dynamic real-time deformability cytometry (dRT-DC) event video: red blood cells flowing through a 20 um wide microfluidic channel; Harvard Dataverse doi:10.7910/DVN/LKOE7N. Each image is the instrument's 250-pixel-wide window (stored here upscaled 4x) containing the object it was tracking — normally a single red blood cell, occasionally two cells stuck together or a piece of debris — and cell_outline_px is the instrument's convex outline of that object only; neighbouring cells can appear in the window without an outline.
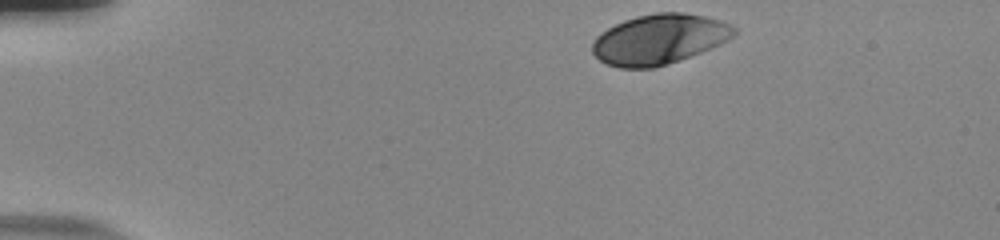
{"species": "human", "species_latin": "Homo sapiens", "temperature_condition": "room temperature", "stored_images_in_passage": 39, "camera_frame_rate_fps": 3000, "um_per_image_px": 0.085, "donor": {"sex": "male"}, "frame": {"image": 1, "passage_image": 1, "time_ms": 0.0, "image_size_px": [1000, 240], "cell_outline_px": [[736, 32], [732, 36], [700, 52], [668, 64], [652, 68], [620, 68], [608, 64], [600, 60], [592, 52], [592, 44], [596, 36], [600, 32], [624, 20], [636, 16], [656, 12], [684, 12], [704, 16], [720, 20], [732, 24], [736, 28]], "centroid_in_image_um": [55.99, 3.32], "position_along_channel_um": 29.0, "area_um2": 41.04}}
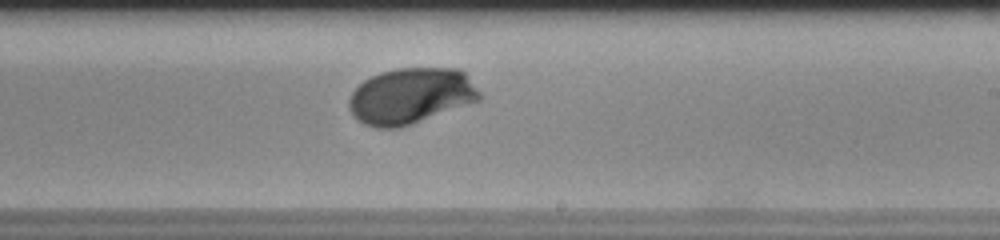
{"frame": {"image": 2, "passage_image": 26, "time_ms": 8.333, "image_size_px": [1000, 240], "cell_outline_px": [[480, 100], [412, 124], [400, 128], [376, 128], [364, 124], [352, 116], [348, 108], [348, 100], [352, 92], [364, 80], [380, 72], [396, 68], [460, 68], [464, 72], [480, 92]], "centroid_in_image_um": [34.89, 8.16], "position_along_channel_um": 254.1, "area_um2": 42.66}}
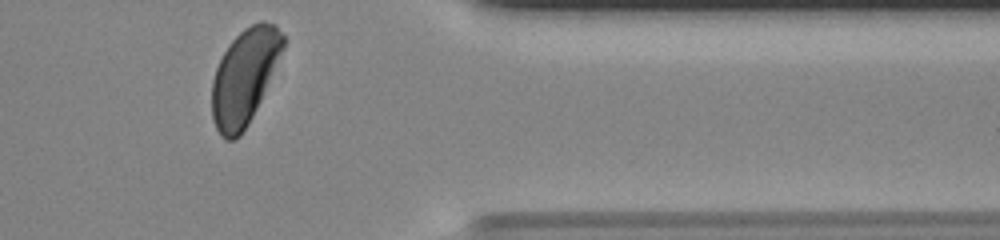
{"frame": {"image": 3, "passage_image": 38, "time_ms": 12.333, "image_size_px": [1000, 240], "cell_outline_px": [[284, 48], [260, 100], [248, 124], [240, 136], [236, 140], [224, 140], [220, 136], [212, 120], [212, 80], [216, 68], [228, 44], [244, 28], [260, 20], [264, 20], [276, 24], [284, 36]], "centroid_in_image_um": [20.77, 6.52], "position_along_channel_um": 390.6, "area_um2": 39.42}, "authors_computed_cell_mechanics": {"area_um2": 41.6738, "velocity_mm_per_s": 3.7058, "shape_relaxation_time_tau1_ms": 2.9136, "shape_relaxation_time_tau2_ms": null, "deformation_change_tau1": 0.1681, "deformation_change_tau2": null}}